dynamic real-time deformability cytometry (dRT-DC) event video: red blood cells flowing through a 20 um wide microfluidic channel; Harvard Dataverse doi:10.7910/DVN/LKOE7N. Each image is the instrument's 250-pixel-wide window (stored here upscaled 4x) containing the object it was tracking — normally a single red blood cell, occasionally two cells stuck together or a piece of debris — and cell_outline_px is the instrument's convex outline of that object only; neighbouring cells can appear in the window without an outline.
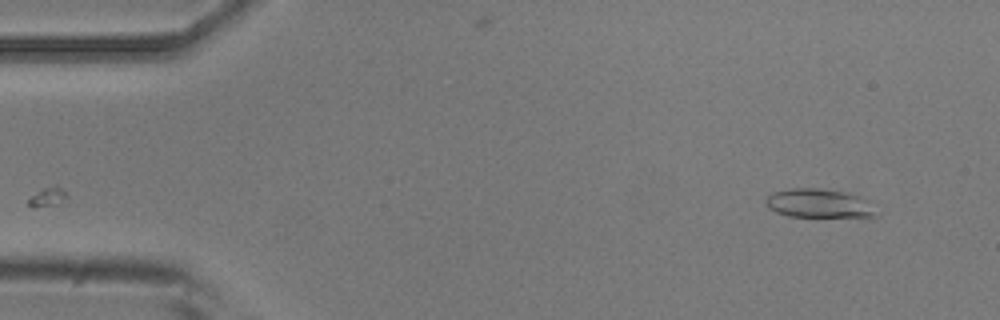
{"species": "common noctule bat (a hibernating species)", "species_latin": "Nyctalus noctula", "temperature_condition": "room temperature", "stored_images_in_passage": 48, "camera_frame_rate_fps": 3000, "um_per_image_px": 0.085, "animal": {"sex": "male", "body_mass_g": 20.5, "forearm_length_mm": 52.5}, "frame": {"image": 1, "passage_image": 1, "time_ms": 0.0, "image_size_px": [1000, 320], "cell_outline_px": [[880, 216], [868, 220], [788, 216], [776, 212], [768, 208], [768, 196], [772, 192], [792, 188], [816, 188], [848, 192], [860, 196], [868, 200]], "centroid_in_image_um": [69.8, 17.35], "position_along_channel_um": 15.2, "area_um2": 19.71}}
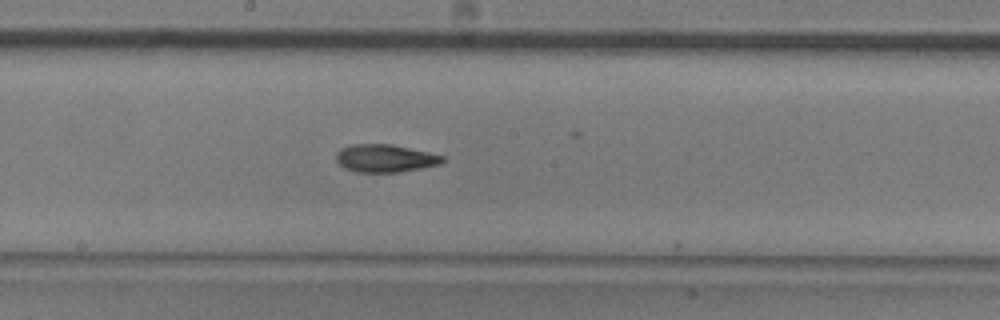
{"frame": {"image": 2, "passage_image": 24, "time_ms": 7.667, "image_size_px": [1000, 320], "cell_outline_px": [[448, 160], [440, 164], [400, 172], [356, 172], [344, 168], [336, 160], [336, 152], [340, 148], [352, 144], [392, 144], [428, 152], [444, 156]], "centroid_in_image_um": [32.74, 13.45], "position_along_channel_um": 215.5, "area_um2": 17.34}}
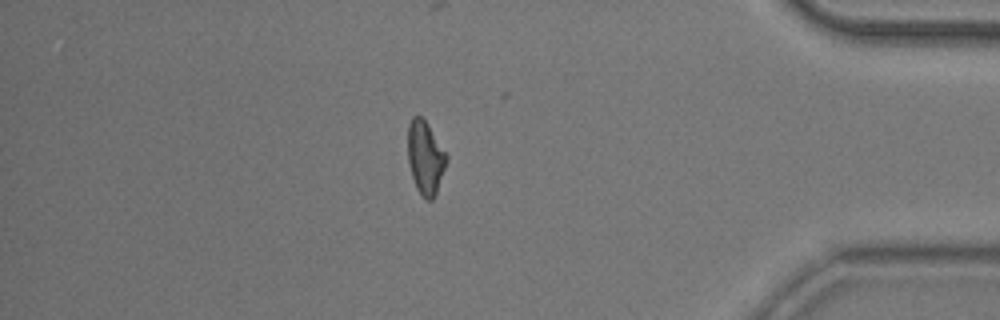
{"frame": {"image": 3, "passage_image": 41, "time_ms": 13.333, "image_size_px": [1000, 320], "cell_outline_px": [[448, 160], [436, 192], [432, 200], [428, 200], [416, 188], [412, 176], [408, 160], [408, 124], [412, 116], [420, 116], [428, 124], [448, 156]], "centroid_in_image_um": [36.15, 13.37], "position_along_channel_um": 399.0, "area_um2": 16.3}, "authors_computed_cell_mechanics": {"area_um2": 16.9932, "velocity_mm_per_s": 3.8937, "shape_relaxation_time_tau1_ms": 6.0181, "shape_relaxation_time_tau2_ms": 7.9894, "deformation_change_tau1": 0.171, "deformation_change_tau2": 0.1752}}